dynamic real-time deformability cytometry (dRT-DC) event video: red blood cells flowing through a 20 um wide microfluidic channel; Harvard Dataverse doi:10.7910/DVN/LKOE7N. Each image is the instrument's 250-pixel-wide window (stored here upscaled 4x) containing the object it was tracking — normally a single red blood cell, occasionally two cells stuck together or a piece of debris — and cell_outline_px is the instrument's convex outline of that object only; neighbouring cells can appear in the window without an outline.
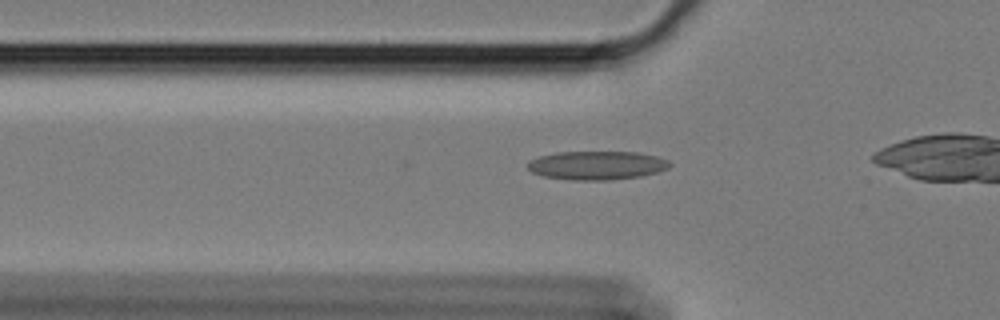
{"species": "Egyptian fruit bat (a non-hibernating species)", "species_latin": "Rousettus aegyptiacus", "temperature_condition": "cold", "stored_images_in_passage": 26, "camera_frame_rate_fps": 3000, "um_per_image_px": 0.085, "animal": {"sex": "female"}, "frame": {"image": 1, "passage_image": 5, "time_ms": 1.333, "image_size_px": [1000, 320], "cell_outline_px": [[672, 164], [668, 168], [656, 172], [640, 176], [608, 180], [572, 180], [544, 176], [532, 172], [528, 168], [528, 160], [540, 156], [556, 152], [640, 152], [656, 156], [668, 160]], "centroid_in_image_um": [50.73, 14.05], "position_along_channel_um": 75.1, "area_um2": 23.7}}
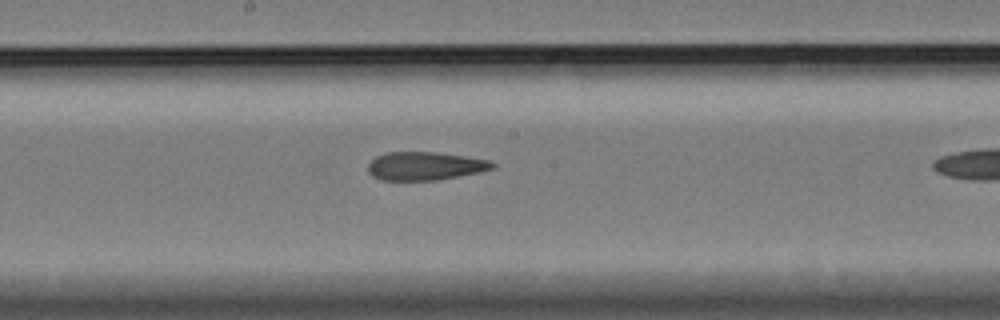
{"frame": {"image": 2, "passage_image": 17, "time_ms": 5.333, "image_size_px": [1000, 320], "cell_outline_px": [[496, 168], [480, 172], [436, 180], [380, 180], [372, 176], [368, 172], [368, 164], [376, 156], [388, 152], [436, 152], [464, 156], [488, 160], [496, 164]], "centroid_in_image_um": [36.12, 14.11], "position_along_channel_um": 212.1, "area_um2": 20.52}}
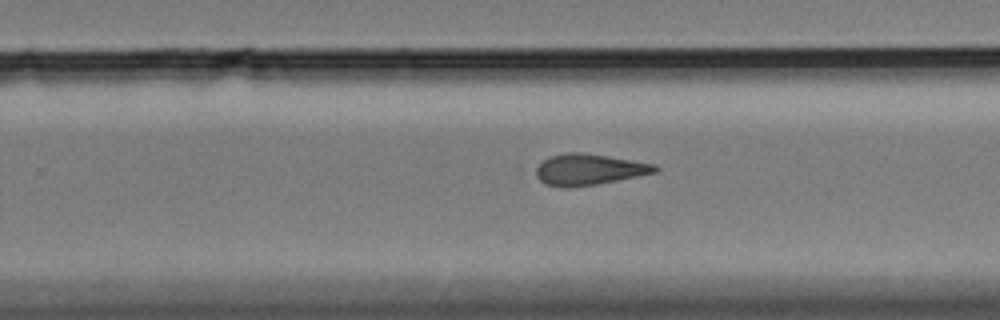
{"frame": {"image": 3, "passage_image": 23, "time_ms": 7.333, "image_size_px": [1000, 320], "cell_outline_px": [[660, 168], [656, 172], [596, 184], [568, 188], [560, 188], [544, 184], [536, 176], [536, 168], [548, 156], [564, 152], [584, 152], [656, 164]], "centroid_in_image_um": [50.02, 14.4], "position_along_channel_um": 279.8, "area_um2": 21.68}}